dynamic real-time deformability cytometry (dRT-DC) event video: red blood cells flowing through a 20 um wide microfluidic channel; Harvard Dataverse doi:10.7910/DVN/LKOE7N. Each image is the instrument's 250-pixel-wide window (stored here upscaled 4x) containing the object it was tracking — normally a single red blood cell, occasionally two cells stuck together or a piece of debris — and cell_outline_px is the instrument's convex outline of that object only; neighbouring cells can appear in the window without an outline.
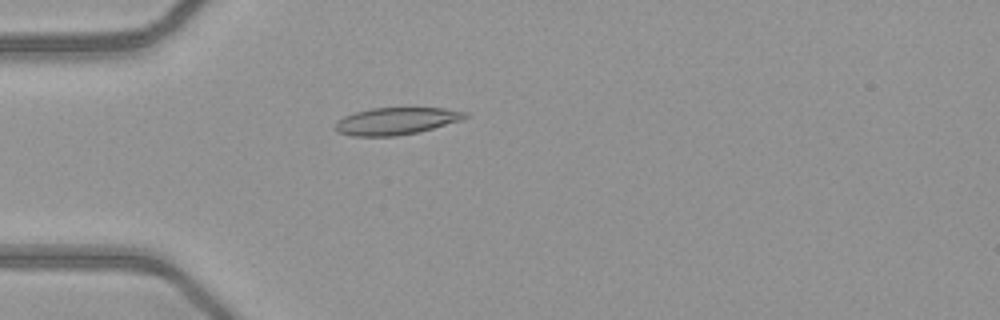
{"species": "common noctule bat (a hibernating species)", "species_latin": "Nyctalus noctula", "temperature_condition": "warm", "stored_images_in_passage": 51, "camera_frame_rate_fps": 3000, "um_per_image_px": 0.085, "animal": {"sex": "female", "body_mass_g": 21.9}, "frame": {"image": 1, "passage_image": 15, "time_ms": 4.667, "image_size_px": [1000, 320], "cell_outline_px": [[468, 116], [460, 120], [432, 128], [416, 132], [396, 136], [352, 136], [336, 132], [332, 128], [336, 120], [344, 116], [356, 112], [372, 108], [444, 108], [468, 112]], "centroid_in_image_um": [33.6, 10.29], "position_along_channel_um": 51.4, "area_um2": 20.52}}
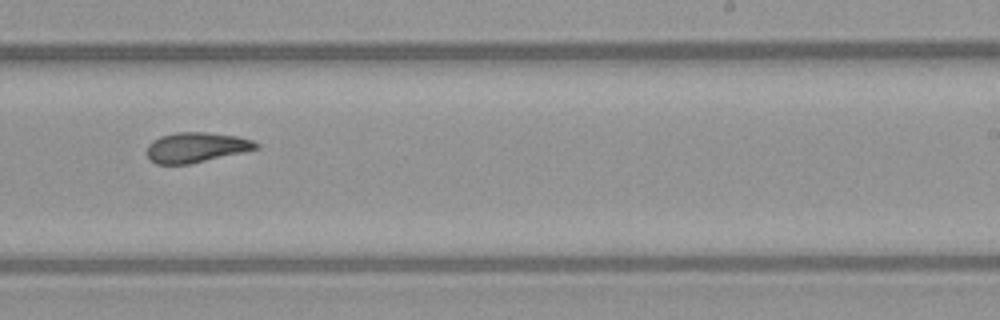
{"frame": {"image": 2, "passage_image": 32, "time_ms": 10.333, "image_size_px": [1000, 320], "cell_outline_px": [[260, 148], [188, 164], [156, 164], [148, 160], [148, 144], [152, 140], [160, 136], [176, 132], [204, 132], [236, 136], [252, 140], [260, 144]], "centroid_in_image_um": [16.65, 12.52], "position_along_channel_um": 272.3, "area_um2": 19.02}}
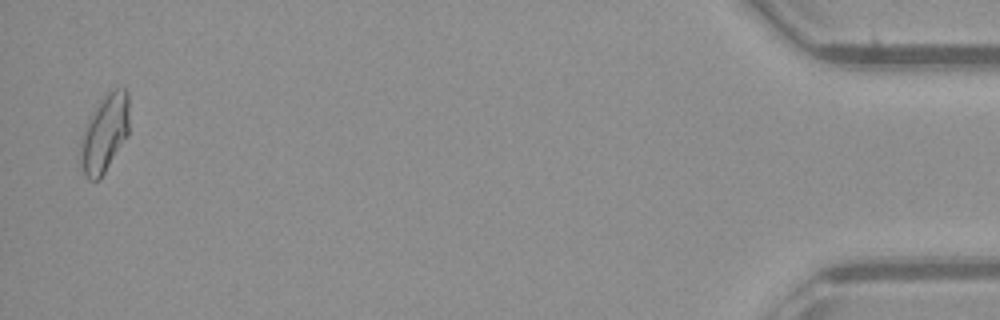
{"frame": {"image": 3, "passage_image": 50, "time_ms": 16.333, "image_size_px": [1000, 320], "cell_outline_px": [[128, 136], [104, 172], [96, 180], [88, 180], [84, 176], [80, 168], [80, 136], [88, 120], [100, 100], [112, 88], [124, 88], [128, 92]], "centroid_in_image_um": [8.87, 11.34], "position_along_channel_um": 426.3, "area_um2": 22.08}, "authors_computed_cell_mechanics": {"area_um2": 19.7676, "velocity_mm_per_s": 4.0791, "shape_relaxation_time_tau1_ms": 5.0708, "shape_relaxation_time_tau2_ms": 2.4284, "deformation_change_tau1": 0.1638, "deformation_change_tau2": 0.1069}}